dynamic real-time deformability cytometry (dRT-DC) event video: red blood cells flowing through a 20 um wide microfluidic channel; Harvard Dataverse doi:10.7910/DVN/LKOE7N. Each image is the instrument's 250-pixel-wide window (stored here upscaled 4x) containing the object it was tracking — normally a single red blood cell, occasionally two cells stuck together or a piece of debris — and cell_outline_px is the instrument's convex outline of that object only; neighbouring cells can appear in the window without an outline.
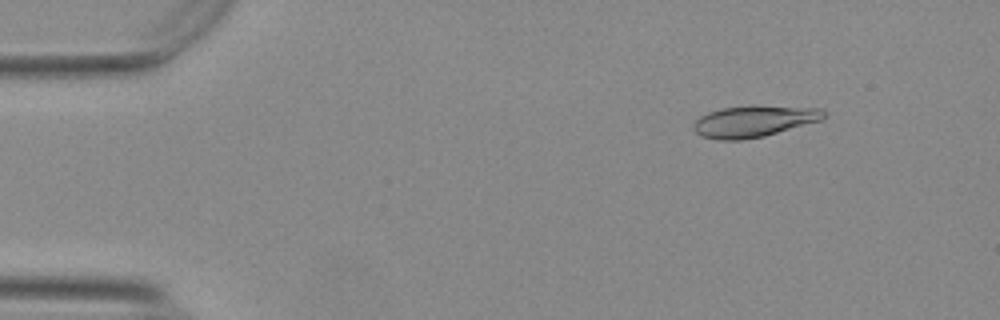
{"species": "Egyptian fruit bat (a non-hibernating species)", "species_latin": "Rousettus aegyptiacus", "temperature_condition": "warm", "stored_images_in_passage": 54, "camera_frame_rate_fps": 3000, "um_per_image_px": 0.085, "animal": {"sex": "female"}, "frame": {"image": 1, "passage_image": 7, "time_ms": 2.0, "image_size_px": [1000, 320], "cell_outline_px": [[828, 116], [820, 120], [764, 136], [744, 140], [720, 140], [700, 136], [692, 128], [692, 124], [700, 116], [708, 112], [720, 108], [748, 104], [752, 104], [824, 108]], "centroid_in_image_um": [64.08, 10.28], "position_along_channel_um": 20.9, "area_um2": 24.51}}
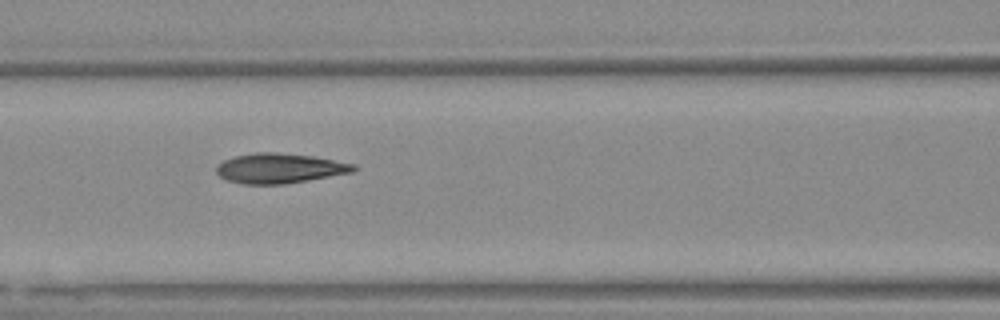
{"frame": {"image": 2, "passage_image": 24, "time_ms": 7.667, "image_size_px": [1000, 320], "cell_outline_px": [[356, 168], [352, 172], [308, 180], [284, 184], [244, 184], [228, 180], [220, 176], [216, 172], [216, 164], [224, 160], [236, 156], [256, 152], [276, 152], [312, 156], [356, 164]], "centroid_in_image_um": [23.74, 14.3], "position_along_channel_um": 142.9, "area_um2": 23.76}}
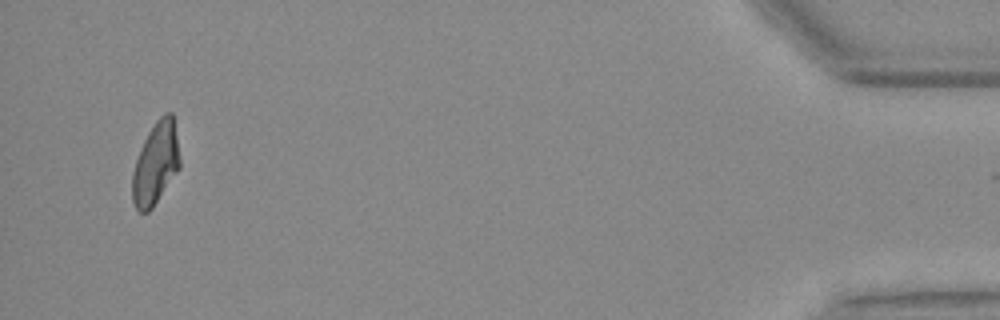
{"frame": {"image": 3, "passage_image": 53, "time_ms": 17.333, "image_size_px": [1000, 320], "cell_outline_px": [[180, 168], [152, 208], [148, 212], [140, 212], [136, 208], [132, 200], [132, 172], [140, 148], [148, 132], [156, 120], [164, 112], [172, 112], [180, 156]], "centroid_in_image_um": [13.23, 13.89], "position_along_channel_um": 422.0, "area_um2": 22.77}, "authors_computed_cell_mechanics": {"area_um2": 23.409, "velocity_mm_per_s": 3.7201, "shape_relaxation_time_tau1_ms": 7.1846, "shape_relaxation_time_tau2_ms": 1.8657, "deformation_change_tau1": 0.2185, "deformation_change_tau2": 0.0767}}